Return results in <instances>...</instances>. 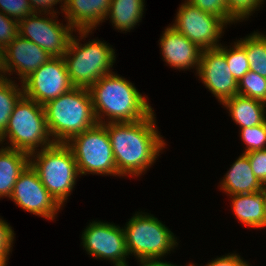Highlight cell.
Here are the masks:
<instances>
[{"mask_svg": "<svg viewBox=\"0 0 266 266\" xmlns=\"http://www.w3.org/2000/svg\"><path fill=\"white\" fill-rule=\"evenodd\" d=\"M65 144L75 157L79 174L118 175L110 138L103 124L97 123Z\"/></svg>", "mask_w": 266, "mask_h": 266, "instance_id": "ba28073f", "label": "cell"}, {"mask_svg": "<svg viewBox=\"0 0 266 266\" xmlns=\"http://www.w3.org/2000/svg\"><path fill=\"white\" fill-rule=\"evenodd\" d=\"M174 266H177V265H174ZM187 266H195V265L191 263V264H188Z\"/></svg>", "mask_w": 266, "mask_h": 266, "instance_id": "f35d334b", "label": "cell"}, {"mask_svg": "<svg viewBox=\"0 0 266 266\" xmlns=\"http://www.w3.org/2000/svg\"><path fill=\"white\" fill-rule=\"evenodd\" d=\"M43 106L54 143H66L98 123L88 88L73 87Z\"/></svg>", "mask_w": 266, "mask_h": 266, "instance_id": "3957f363", "label": "cell"}, {"mask_svg": "<svg viewBox=\"0 0 266 266\" xmlns=\"http://www.w3.org/2000/svg\"><path fill=\"white\" fill-rule=\"evenodd\" d=\"M0 12L17 21L33 14L29 0H0Z\"/></svg>", "mask_w": 266, "mask_h": 266, "instance_id": "f1b7e54d", "label": "cell"}, {"mask_svg": "<svg viewBox=\"0 0 266 266\" xmlns=\"http://www.w3.org/2000/svg\"><path fill=\"white\" fill-rule=\"evenodd\" d=\"M261 191H262L263 198H264V214L266 218V184L263 185V188Z\"/></svg>", "mask_w": 266, "mask_h": 266, "instance_id": "8d00e7d4", "label": "cell"}, {"mask_svg": "<svg viewBox=\"0 0 266 266\" xmlns=\"http://www.w3.org/2000/svg\"><path fill=\"white\" fill-rule=\"evenodd\" d=\"M140 266H174V264L168 263V262H161L160 258L155 259H140Z\"/></svg>", "mask_w": 266, "mask_h": 266, "instance_id": "d590c367", "label": "cell"}, {"mask_svg": "<svg viewBox=\"0 0 266 266\" xmlns=\"http://www.w3.org/2000/svg\"><path fill=\"white\" fill-rule=\"evenodd\" d=\"M79 39L72 35L64 62L74 87L90 88L102 76L112 73L115 51L100 40L79 45Z\"/></svg>", "mask_w": 266, "mask_h": 266, "instance_id": "8992f818", "label": "cell"}, {"mask_svg": "<svg viewBox=\"0 0 266 266\" xmlns=\"http://www.w3.org/2000/svg\"><path fill=\"white\" fill-rule=\"evenodd\" d=\"M30 4L32 6L33 9V13H40L44 11V14L49 15V14H56L58 12L54 11V9L52 8L53 5L57 4L58 2H61V6L62 7V11H63V7H64V0H29ZM63 2V3H62ZM52 11H51V9ZM49 11V12H48ZM51 11V12H50Z\"/></svg>", "mask_w": 266, "mask_h": 266, "instance_id": "e575fe53", "label": "cell"}, {"mask_svg": "<svg viewBox=\"0 0 266 266\" xmlns=\"http://www.w3.org/2000/svg\"><path fill=\"white\" fill-rule=\"evenodd\" d=\"M51 58L40 46L18 34L3 49V63L0 76L5 77L8 72H16L22 82Z\"/></svg>", "mask_w": 266, "mask_h": 266, "instance_id": "9a60e30c", "label": "cell"}, {"mask_svg": "<svg viewBox=\"0 0 266 266\" xmlns=\"http://www.w3.org/2000/svg\"><path fill=\"white\" fill-rule=\"evenodd\" d=\"M18 35V21L0 12V47L3 49Z\"/></svg>", "mask_w": 266, "mask_h": 266, "instance_id": "1f68e13d", "label": "cell"}, {"mask_svg": "<svg viewBox=\"0 0 266 266\" xmlns=\"http://www.w3.org/2000/svg\"><path fill=\"white\" fill-rule=\"evenodd\" d=\"M9 138L12 148L27 154L34 153L40 146L41 149L54 144L49 137L44 106L36 101L22 96L12 111L0 143Z\"/></svg>", "mask_w": 266, "mask_h": 266, "instance_id": "5b68a950", "label": "cell"}, {"mask_svg": "<svg viewBox=\"0 0 266 266\" xmlns=\"http://www.w3.org/2000/svg\"><path fill=\"white\" fill-rule=\"evenodd\" d=\"M50 15L51 18H43L40 13H33L19 20L18 34L40 46L51 57H64L74 28L69 23L64 26L54 20L57 14Z\"/></svg>", "mask_w": 266, "mask_h": 266, "instance_id": "9c48e42d", "label": "cell"}, {"mask_svg": "<svg viewBox=\"0 0 266 266\" xmlns=\"http://www.w3.org/2000/svg\"><path fill=\"white\" fill-rule=\"evenodd\" d=\"M227 24L219 17L206 13L187 0L177 12L172 27L200 49L218 48L219 38Z\"/></svg>", "mask_w": 266, "mask_h": 266, "instance_id": "30bf717a", "label": "cell"}, {"mask_svg": "<svg viewBox=\"0 0 266 266\" xmlns=\"http://www.w3.org/2000/svg\"><path fill=\"white\" fill-rule=\"evenodd\" d=\"M155 114L135 122L103 123L113 150L118 176H139L149 169L164 149L156 130Z\"/></svg>", "mask_w": 266, "mask_h": 266, "instance_id": "6da1fadb", "label": "cell"}, {"mask_svg": "<svg viewBox=\"0 0 266 266\" xmlns=\"http://www.w3.org/2000/svg\"><path fill=\"white\" fill-rule=\"evenodd\" d=\"M14 230L7 222L0 218V266H6L8 255L12 250Z\"/></svg>", "mask_w": 266, "mask_h": 266, "instance_id": "4dcf8cb0", "label": "cell"}, {"mask_svg": "<svg viewBox=\"0 0 266 266\" xmlns=\"http://www.w3.org/2000/svg\"><path fill=\"white\" fill-rule=\"evenodd\" d=\"M23 94L40 105L58 98L74 86L63 57H52L22 82Z\"/></svg>", "mask_w": 266, "mask_h": 266, "instance_id": "8fae6325", "label": "cell"}, {"mask_svg": "<svg viewBox=\"0 0 266 266\" xmlns=\"http://www.w3.org/2000/svg\"><path fill=\"white\" fill-rule=\"evenodd\" d=\"M222 105L229 110L232 120L241 128L260 125L266 121V104L250 97L236 94Z\"/></svg>", "mask_w": 266, "mask_h": 266, "instance_id": "ffe728a7", "label": "cell"}, {"mask_svg": "<svg viewBox=\"0 0 266 266\" xmlns=\"http://www.w3.org/2000/svg\"><path fill=\"white\" fill-rule=\"evenodd\" d=\"M241 138L245 142L244 153L266 149V121L260 125L241 128Z\"/></svg>", "mask_w": 266, "mask_h": 266, "instance_id": "4316f807", "label": "cell"}, {"mask_svg": "<svg viewBox=\"0 0 266 266\" xmlns=\"http://www.w3.org/2000/svg\"><path fill=\"white\" fill-rule=\"evenodd\" d=\"M230 197L232 198L234 214L241 223L251 228L266 227L262 191L249 194H234Z\"/></svg>", "mask_w": 266, "mask_h": 266, "instance_id": "44dd1931", "label": "cell"}, {"mask_svg": "<svg viewBox=\"0 0 266 266\" xmlns=\"http://www.w3.org/2000/svg\"><path fill=\"white\" fill-rule=\"evenodd\" d=\"M220 187L231 196L261 191L263 184L254 175L246 153H242L224 175Z\"/></svg>", "mask_w": 266, "mask_h": 266, "instance_id": "ac0fdd59", "label": "cell"}, {"mask_svg": "<svg viewBox=\"0 0 266 266\" xmlns=\"http://www.w3.org/2000/svg\"><path fill=\"white\" fill-rule=\"evenodd\" d=\"M111 0H64L63 11L67 23L71 25L80 38H86L91 30L105 20Z\"/></svg>", "mask_w": 266, "mask_h": 266, "instance_id": "e0dca14e", "label": "cell"}, {"mask_svg": "<svg viewBox=\"0 0 266 266\" xmlns=\"http://www.w3.org/2000/svg\"><path fill=\"white\" fill-rule=\"evenodd\" d=\"M264 0H226L227 12L234 21L248 18L249 15L263 4Z\"/></svg>", "mask_w": 266, "mask_h": 266, "instance_id": "83f0119b", "label": "cell"}, {"mask_svg": "<svg viewBox=\"0 0 266 266\" xmlns=\"http://www.w3.org/2000/svg\"><path fill=\"white\" fill-rule=\"evenodd\" d=\"M159 44L163 59L170 66L181 70L196 66L198 71L202 49L172 26L165 29Z\"/></svg>", "mask_w": 266, "mask_h": 266, "instance_id": "2e32d148", "label": "cell"}, {"mask_svg": "<svg viewBox=\"0 0 266 266\" xmlns=\"http://www.w3.org/2000/svg\"><path fill=\"white\" fill-rule=\"evenodd\" d=\"M224 56L233 77L239 82L250 70L245 49L238 42H235L230 49L224 46Z\"/></svg>", "mask_w": 266, "mask_h": 266, "instance_id": "484cf974", "label": "cell"}, {"mask_svg": "<svg viewBox=\"0 0 266 266\" xmlns=\"http://www.w3.org/2000/svg\"><path fill=\"white\" fill-rule=\"evenodd\" d=\"M238 94L266 104V78L249 70L238 82Z\"/></svg>", "mask_w": 266, "mask_h": 266, "instance_id": "d4e9b609", "label": "cell"}, {"mask_svg": "<svg viewBox=\"0 0 266 266\" xmlns=\"http://www.w3.org/2000/svg\"><path fill=\"white\" fill-rule=\"evenodd\" d=\"M82 243L89 255L112 261L115 266H128L129 256L123 227L93 221L82 233Z\"/></svg>", "mask_w": 266, "mask_h": 266, "instance_id": "7c38bea8", "label": "cell"}, {"mask_svg": "<svg viewBox=\"0 0 266 266\" xmlns=\"http://www.w3.org/2000/svg\"><path fill=\"white\" fill-rule=\"evenodd\" d=\"M14 83L7 76H0V137L4 134L15 105L24 95L22 85L20 88Z\"/></svg>", "mask_w": 266, "mask_h": 266, "instance_id": "cb8c5ba5", "label": "cell"}, {"mask_svg": "<svg viewBox=\"0 0 266 266\" xmlns=\"http://www.w3.org/2000/svg\"><path fill=\"white\" fill-rule=\"evenodd\" d=\"M29 154L12 148L0 149V198L11 197L19 175L29 165Z\"/></svg>", "mask_w": 266, "mask_h": 266, "instance_id": "d6986e66", "label": "cell"}, {"mask_svg": "<svg viewBox=\"0 0 266 266\" xmlns=\"http://www.w3.org/2000/svg\"><path fill=\"white\" fill-rule=\"evenodd\" d=\"M205 266H249L238 254H228L209 262Z\"/></svg>", "mask_w": 266, "mask_h": 266, "instance_id": "836d02e7", "label": "cell"}, {"mask_svg": "<svg viewBox=\"0 0 266 266\" xmlns=\"http://www.w3.org/2000/svg\"><path fill=\"white\" fill-rule=\"evenodd\" d=\"M94 113L97 122H135L148 117L153 109L136 87L114 72L102 76L90 88ZM108 116L104 121L102 118Z\"/></svg>", "mask_w": 266, "mask_h": 266, "instance_id": "7a4b0ae2", "label": "cell"}, {"mask_svg": "<svg viewBox=\"0 0 266 266\" xmlns=\"http://www.w3.org/2000/svg\"><path fill=\"white\" fill-rule=\"evenodd\" d=\"M237 42L246 51L250 70L266 78V35L255 32Z\"/></svg>", "mask_w": 266, "mask_h": 266, "instance_id": "603a6c76", "label": "cell"}, {"mask_svg": "<svg viewBox=\"0 0 266 266\" xmlns=\"http://www.w3.org/2000/svg\"><path fill=\"white\" fill-rule=\"evenodd\" d=\"M2 63H3V48L0 47V72L2 69Z\"/></svg>", "mask_w": 266, "mask_h": 266, "instance_id": "74e56055", "label": "cell"}, {"mask_svg": "<svg viewBox=\"0 0 266 266\" xmlns=\"http://www.w3.org/2000/svg\"><path fill=\"white\" fill-rule=\"evenodd\" d=\"M140 213L123 228L128 254L133 253L138 260L161 258L177 246V238L153 215Z\"/></svg>", "mask_w": 266, "mask_h": 266, "instance_id": "52a82bcc", "label": "cell"}, {"mask_svg": "<svg viewBox=\"0 0 266 266\" xmlns=\"http://www.w3.org/2000/svg\"><path fill=\"white\" fill-rule=\"evenodd\" d=\"M198 76L209 91L220 101L238 94V82L233 77L224 56V47L205 49L201 52Z\"/></svg>", "mask_w": 266, "mask_h": 266, "instance_id": "5bb4252c", "label": "cell"}, {"mask_svg": "<svg viewBox=\"0 0 266 266\" xmlns=\"http://www.w3.org/2000/svg\"><path fill=\"white\" fill-rule=\"evenodd\" d=\"M10 199L23 210L51 220L55 219L57 211L62 207L42 184L30 164L19 175Z\"/></svg>", "mask_w": 266, "mask_h": 266, "instance_id": "4fadbf2b", "label": "cell"}, {"mask_svg": "<svg viewBox=\"0 0 266 266\" xmlns=\"http://www.w3.org/2000/svg\"><path fill=\"white\" fill-rule=\"evenodd\" d=\"M29 156V164L37 172L42 184L63 206L79 175L71 149L65 143H54Z\"/></svg>", "mask_w": 266, "mask_h": 266, "instance_id": "277c9868", "label": "cell"}, {"mask_svg": "<svg viewBox=\"0 0 266 266\" xmlns=\"http://www.w3.org/2000/svg\"><path fill=\"white\" fill-rule=\"evenodd\" d=\"M145 0H111L106 15L114 24L115 29L121 31L131 30L140 22Z\"/></svg>", "mask_w": 266, "mask_h": 266, "instance_id": "7402d4cb", "label": "cell"}, {"mask_svg": "<svg viewBox=\"0 0 266 266\" xmlns=\"http://www.w3.org/2000/svg\"><path fill=\"white\" fill-rule=\"evenodd\" d=\"M202 11L221 18L226 24L235 22L227 12L226 0H187Z\"/></svg>", "mask_w": 266, "mask_h": 266, "instance_id": "f546056e", "label": "cell"}, {"mask_svg": "<svg viewBox=\"0 0 266 266\" xmlns=\"http://www.w3.org/2000/svg\"><path fill=\"white\" fill-rule=\"evenodd\" d=\"M256 178L266 184V149L246 153Z\"/></svg>", "mask_w": 266, "mask_h": 266, "instance_id": "d6a6232c", "label": "cell"}]
</instances>
